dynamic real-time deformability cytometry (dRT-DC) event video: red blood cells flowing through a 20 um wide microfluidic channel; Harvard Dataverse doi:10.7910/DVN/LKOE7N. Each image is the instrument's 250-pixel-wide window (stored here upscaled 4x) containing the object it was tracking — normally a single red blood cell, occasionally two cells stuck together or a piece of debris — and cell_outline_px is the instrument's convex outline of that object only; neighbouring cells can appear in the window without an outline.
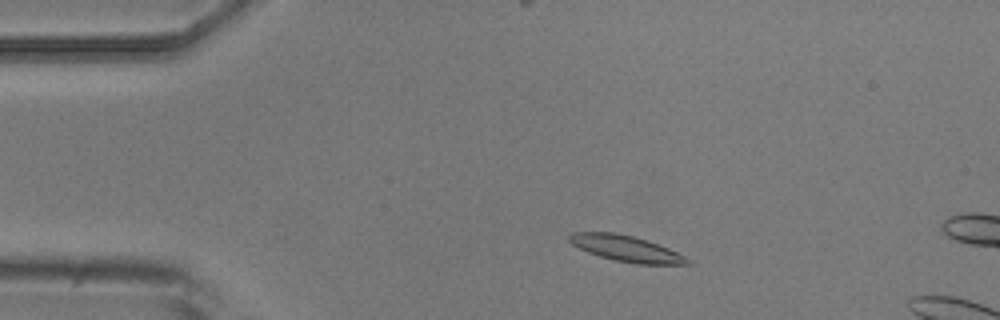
{"species": "common noctule bat (a hibernating species)", "species_latin": "Nyctalus noctula", "temperature_condition": "room temperature", "stored_images_in_passage": 3, "camera_frame_rate_fps": 3000, "um_per_image_px": 0.085, "animal": {"sex": "male", "body_mass_g": 20.5, "forearm_length_mm": 52.5}, "frame": {"image": 1, "passage_image": 2, "time_ms": 1.0, "image_size_px": [1000, 320], "cell_outline_px": [[692, 264], [636, 264], [616, 260], [600, 256], [588, 252], [572, 244], [568, 240], [568, 236], [572, 232], [612, 232], [632, 236], [668, 248], [692, 260]], "centroid_in_image_um": [53.21, 21.13], "position_along_channel_um": 31.8, "area_um2": 17.57}}